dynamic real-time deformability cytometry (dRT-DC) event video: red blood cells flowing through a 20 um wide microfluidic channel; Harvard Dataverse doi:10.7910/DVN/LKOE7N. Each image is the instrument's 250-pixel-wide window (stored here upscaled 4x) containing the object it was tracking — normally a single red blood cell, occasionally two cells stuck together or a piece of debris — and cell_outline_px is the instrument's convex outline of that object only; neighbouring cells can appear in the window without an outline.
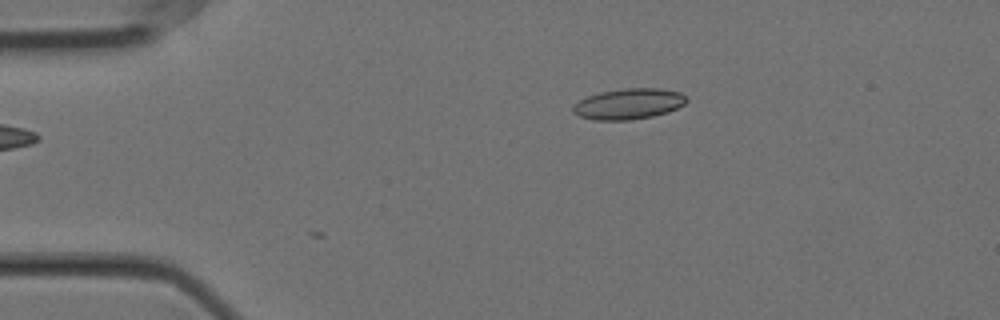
{"species": "Egyptian fruit bat (a non-hibernating species)", "species_latin": "Rousettus aegyptiacus", "temperature_condition": "cold", "stored_images_in_passage": 3, "camera_frame_rate_fps": 3000, "um_per_image_px": 0.085, "animal": {"sex": "female"}, "frame": {"image": 1, "passage_image": 3, "time_ms": 0.667, "image_size_px": [1000, 320], "cell_outline_px": [[688, 100], [684, 104], [668, 112], [652, 116], [628, 120], [596, 120], [580, 116], [572, 112], [572, 108], [580, 100], [588, 96], [600, 92], [624, 88], [660, 88], [680, 92], [688, 96]], "centroid_in_image_um": [53.47, 8.82], "position_along_channel_um": 31.5, "area_um2": 20.29}}